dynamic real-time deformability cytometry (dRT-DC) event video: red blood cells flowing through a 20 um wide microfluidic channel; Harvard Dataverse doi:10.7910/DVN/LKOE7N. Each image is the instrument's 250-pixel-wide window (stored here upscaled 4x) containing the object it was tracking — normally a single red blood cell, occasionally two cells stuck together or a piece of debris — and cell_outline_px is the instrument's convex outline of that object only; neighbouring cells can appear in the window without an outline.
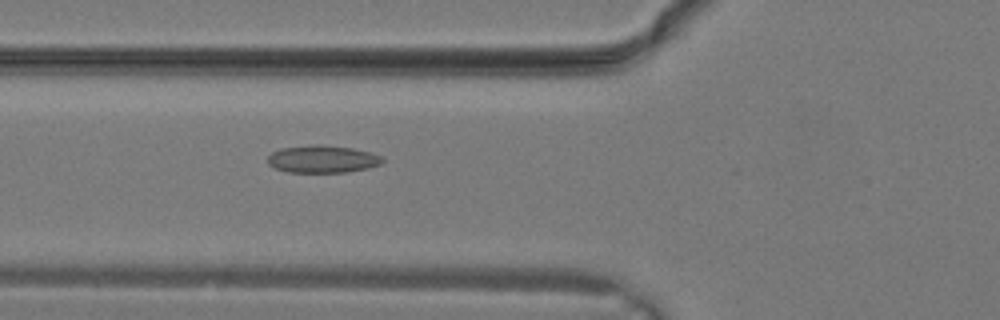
{"species": "common noctule bat (a hibernating species)", "species_latin": "Nyctalus noctula", "temperature_condition": "warm", "stored_images_in_passage": 2, "camera_frame_rate_fps": 3000, "um_per_image_px": 0.085, "animal": {"sex": "male", "body_mass_g": 19.2, "forearm_length_mm": 51.8}, "frame": {"image": 1, "passage_image": 2, "time_ms": 0.333, "image_size_px": [1000, 320], "cell_outline_px": [[384, 160], [380, 164], [368, 168], [348, 172], [288, 172], [276, 168], [268, 164], [268, 156], [272, 152], [280, 148], [312, 144], [320, 144], [352, 148], [368, 152], [380, 156]], "centroid_in_image_um": [27.38, 13.51], "position_along_channel_um": 98.4, "area_um2": 18.32}}